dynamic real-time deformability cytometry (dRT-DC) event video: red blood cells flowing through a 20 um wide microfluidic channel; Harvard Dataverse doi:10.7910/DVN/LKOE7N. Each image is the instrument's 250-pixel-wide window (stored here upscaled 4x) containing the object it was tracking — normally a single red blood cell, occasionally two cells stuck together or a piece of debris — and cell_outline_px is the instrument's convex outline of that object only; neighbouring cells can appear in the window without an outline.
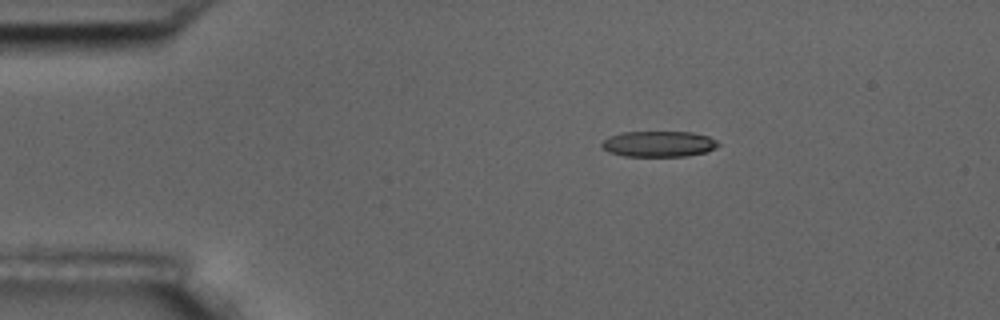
{"species": "common noctule bat (a hibernating species)", "species_latin": "Nyctalus noctula", "temperature_condition": "room temperature", "stored_images_in_passage": 7, "camera_frame_rate_fps": 3000, "um_per_image_px": 0.085, "animal": {"sex": "male", "body_mass_g": 17.5, "forearm_length_mm": 52.3}, "frame": {"image": 1, "passage_image": 3, "time_ms": 3.0, "image_size_px": [1000, 320], "cell_outline_px": [[720, 144], [716, 148], [708, 152], [684, 156], [624, 156], [608, 152], [600, 148], [600, 144], [608, 136], [620, 132], [692, 132], [708, 136], [716, 140]], "centroid_in_image_um": [55.96, 12.23], "position_along_channel_um": 29.0, "area_um2": 17.74}}
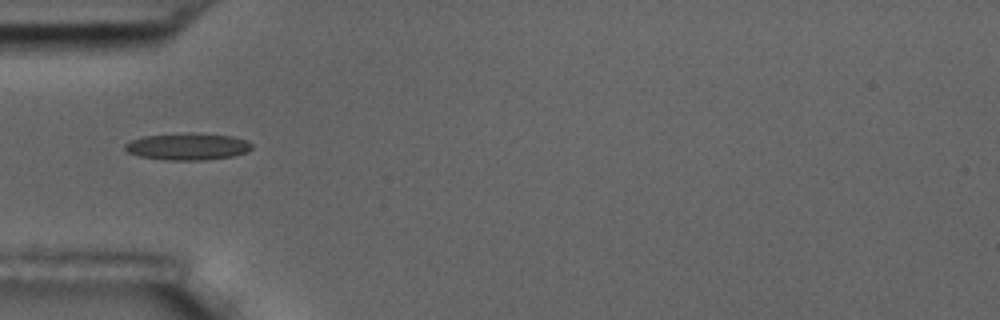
{"frame": {"image": 2, "passage_image": 5, "time_ms": 5.667, "image_size_px": [1000, 320], "cell_outline_px": [[252, 148], [248, 152], [236, 156], [204, 160], [164, 160], [140, 156], [128, 152], [124, 148], [124, 144], [132, 140], [144, 136], [232, 136], [248, 140], [252, 144]], "centroid_in_image_um": [15.99, 12.52], "position_along_channel_um": 69.0, "area_um2": 18.84}}